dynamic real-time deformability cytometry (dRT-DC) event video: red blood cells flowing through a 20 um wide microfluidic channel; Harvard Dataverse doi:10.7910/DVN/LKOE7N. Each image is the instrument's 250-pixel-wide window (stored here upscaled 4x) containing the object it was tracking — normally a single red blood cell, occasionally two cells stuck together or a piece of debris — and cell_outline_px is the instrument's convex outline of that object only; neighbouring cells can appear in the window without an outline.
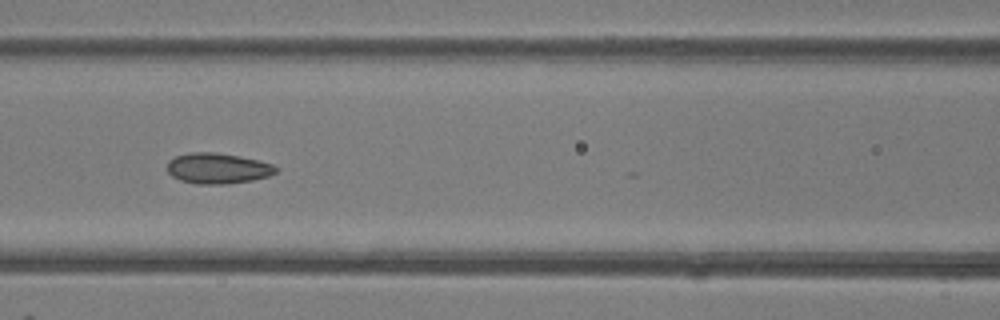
{"species": "common noctule bat (a hibernating species)", "species_latin": "Nyctalus noctula", "temperature_condition": "room temperature", "stored_images_in_passage": 26, "camera_frame_rate_fps": 3000, "um_per_image_px": 0.085, "animal": {"sex": "female"}, "frame": {"image": 1, "passage_image": 22, "time_ms": 7.0, "image_size_px": [1000, 320], "cell_outline_px": [[280, 168], [276, 172], [268, 176], [252, 180], [228, 184], [196, 184], [180, 180], [172, 176], [168, 172], [168, 160], [176, 156], [192, 152], [216, 152], [240, 156], [272, 164]], "centroid_in_image_um": [18.51, 14.31], "position_along_channel_um": 148.1, "area_um2": 19.42}}
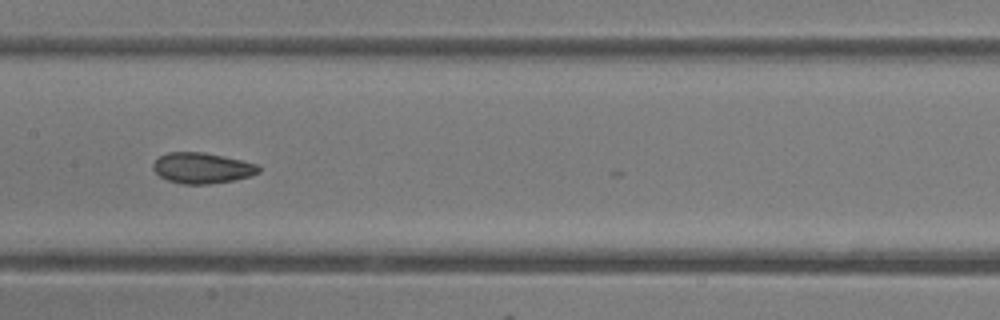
{"frame": {"image": 2, "passage_image": 25, "time_ms": 8.0, "image_size_px": [1000, 320], "cell_outline_px": [[260, 172], [252, 176], [236, 180], [208, 184], [180, 184], [168, 180], [160, 176], [152, 168], [152, 164], [160, 156], [168, 152], [204, 152], [260, 164]], "centroid_in_image_um": [17.22, 14.29], "position_along_channel_um": 190.2, "area_um2": 19.07}}